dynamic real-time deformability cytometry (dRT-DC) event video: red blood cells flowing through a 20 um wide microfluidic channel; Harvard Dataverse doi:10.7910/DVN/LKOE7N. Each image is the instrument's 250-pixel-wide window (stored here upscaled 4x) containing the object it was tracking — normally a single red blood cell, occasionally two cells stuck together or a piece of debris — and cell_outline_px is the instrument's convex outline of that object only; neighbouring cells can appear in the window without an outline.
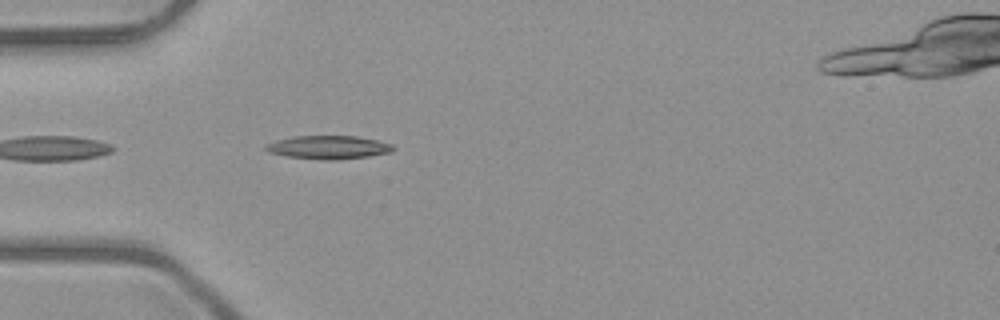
{"species": "common noctule bat (a hibernating species)", "species_latin": "Nyctalus noctula", "temperature_condition": "room temperature", "stored_images_in_passage": 24, "camera_frame_rate_fps": 3000, "um_per_image_px": 0.085, "animal": {"sex": "male", "body_mass_g": 23.1, "forearm_length_mm": 52.7}, "frame": {"image": 1, "passage_image": 2, "time_ms": 0.333, "image_size_px": [1000, 320], "cell_outline_px": [[396, 148], [392, 152], [368, 156], [336, 160], [324, 160], [288, 156], [268, 152], [264, 148], [264, 144], [276, 140], [292, 136], [356, 136], [376, 140], [392, 144]], "centroid_in_image_um": [27.91, 12.52], "position_along_channel_um": 57.1, "area_um2": 17.4}}
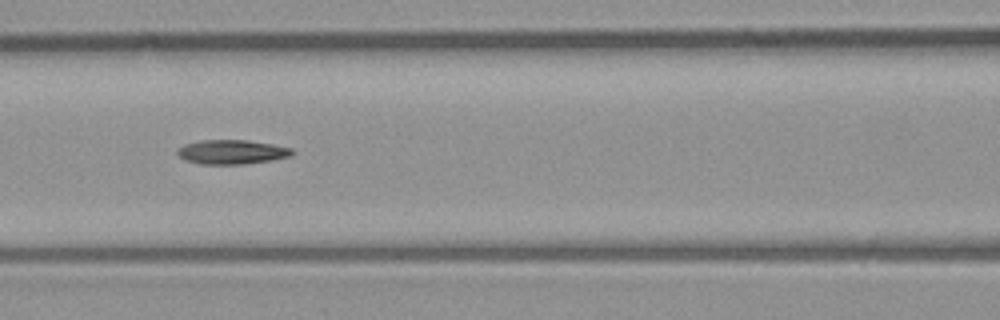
{"frame": {"image": 2, "passage_image": 9, "time_ms": 2.667, "image_size_px": [1000, 320], "cell_outline_px": [[296, 152], [292, 156], [272, 160], [244, 164], [200, 164], [184, 160], [176, 152], [184, 144], [200, 140], [248, 140], [272, 144], [292, 148]], "centroid_in_image_um": [19.74, 12.92], "position_along_channel_um": 146.9, "area_um2": 16.36}}
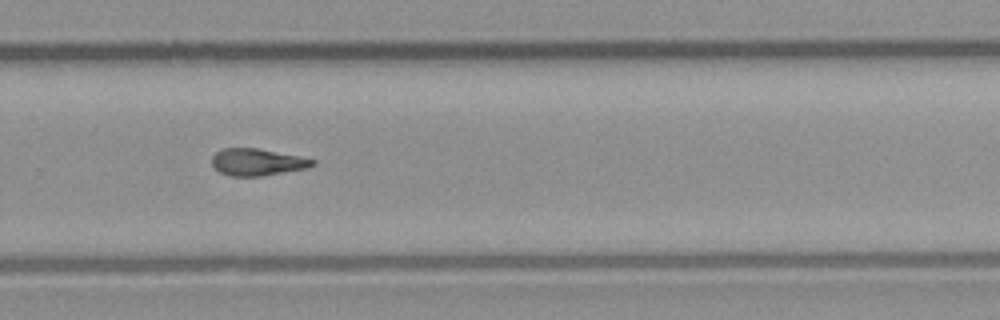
{"frame": {"image": 3, "passage_image": 21, "time_ms": 6.667, "image_size_px": [1000, 320], "cell_outline_px": [[316, 164], [308, 168], [260, 176], [228, 176], [220, 172], [212, 164], [212, 156], [216, 152], [224, 148], [256, 148], [316, 160]], "centroid_in_image_um": [21.85, 13.78], "position_along_channel_um": 308.0, "area_um2": 15.61}}